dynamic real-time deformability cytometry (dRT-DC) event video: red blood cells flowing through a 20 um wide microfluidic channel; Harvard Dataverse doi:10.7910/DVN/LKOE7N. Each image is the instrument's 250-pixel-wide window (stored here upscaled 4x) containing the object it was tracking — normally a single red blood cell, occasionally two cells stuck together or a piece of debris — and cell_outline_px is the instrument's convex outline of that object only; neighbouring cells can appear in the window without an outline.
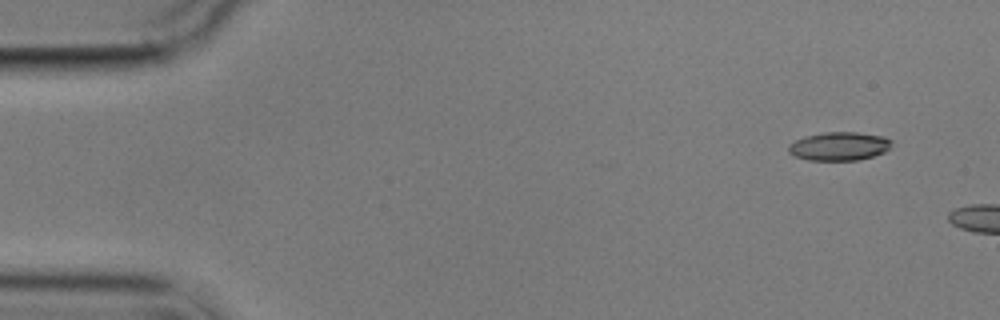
{"species": "common noctule bat (a hibernating species)", "species_latin": "Nyctalus noctula", "temperature_condition": "cold", "stored_images_in_passage": 4, "camera_frame_rate_fps": 3000, "um_per_image_px": 0.085, "animal": {"sex": "male", "body_mass_g": 17.9}, "frame": {"image": 1, "passage_image": 1, "time_ms": 0.0, "image_size_px": [1000, 320], "cell_outline_px": [[892, 140], [888, 148], [884, 152], [872, 156], [856, 160], [808, 160], [796, 156], [788, 152], [788, 144], [804, 136], [824, 132], [856, 132], [884, 136]], "centroid_in_image_um": [71.3, 12.42], "position_along_channel_um": 13.7, "area_um2": 17.05}}